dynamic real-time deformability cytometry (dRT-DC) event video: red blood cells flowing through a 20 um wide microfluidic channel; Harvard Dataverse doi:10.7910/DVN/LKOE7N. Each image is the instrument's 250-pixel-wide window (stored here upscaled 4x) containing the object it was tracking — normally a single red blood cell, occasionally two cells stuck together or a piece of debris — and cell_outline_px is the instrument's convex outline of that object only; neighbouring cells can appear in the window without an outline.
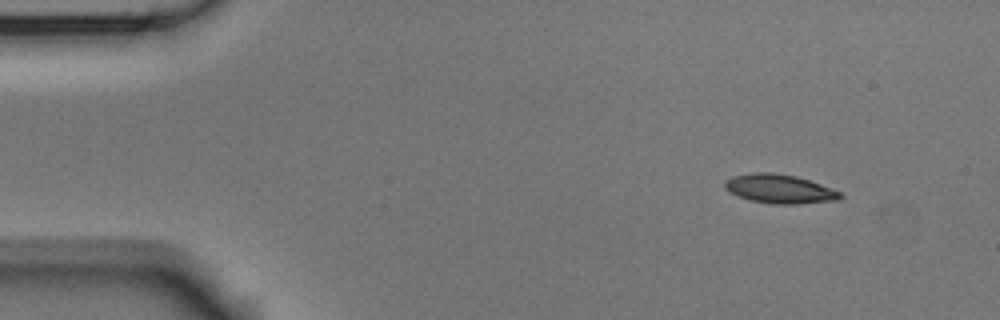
{"species": "Egyptian fruit bat (a non-hibernating species)", "species_latin": "Rousettus aegyptiacus", "temperature_condition": "room temperature", "stored_images_in_passage": 4, "camera_frame_rate_fps": 3000, "um_per_image_px": 0.085, "animal": {"sex": "male"}, "frame": {"image": 1, "passage_image": 1, "time_ms": 0.0, "image_size_px": [1000, 320], "cell_outline_px": [[844, 196], [840, 200], [796, 204], [772, 204], [752, 200], [728, 192], [724, 188], [724, 180], [732, 176], [752, 172], [772, 172], [796, 176], [820, 184], [840, 192]], "centroid_in_image_um": [66.24, 16.05], "position_along_channel_um": 18.8, "area_um2": 19.54}}
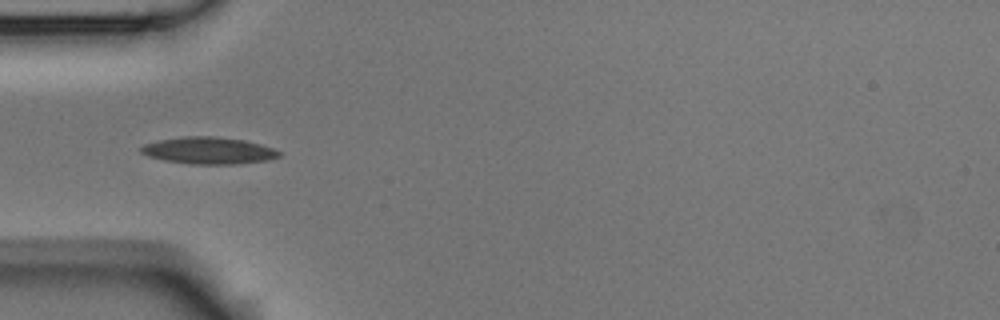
{"frame": {"image": 2, "passage_image": 4, "time_ms": 1.0, "image_size_px": [1000, 320], "cell_outline_px": [[280, 156], [268, 160], [236, 164], [192, 164], [164, 160], [148, 156], [140, 152], [140, 148], [144, 144], [160, 140], [184, 136], [212, 136], [244, 140], [260, 144], [272, 148], [280, 152]], "centroid_in_image_um": [17.72, 12.8], "position_along_channel_um": 67.3, "area_um2": 21.5}}